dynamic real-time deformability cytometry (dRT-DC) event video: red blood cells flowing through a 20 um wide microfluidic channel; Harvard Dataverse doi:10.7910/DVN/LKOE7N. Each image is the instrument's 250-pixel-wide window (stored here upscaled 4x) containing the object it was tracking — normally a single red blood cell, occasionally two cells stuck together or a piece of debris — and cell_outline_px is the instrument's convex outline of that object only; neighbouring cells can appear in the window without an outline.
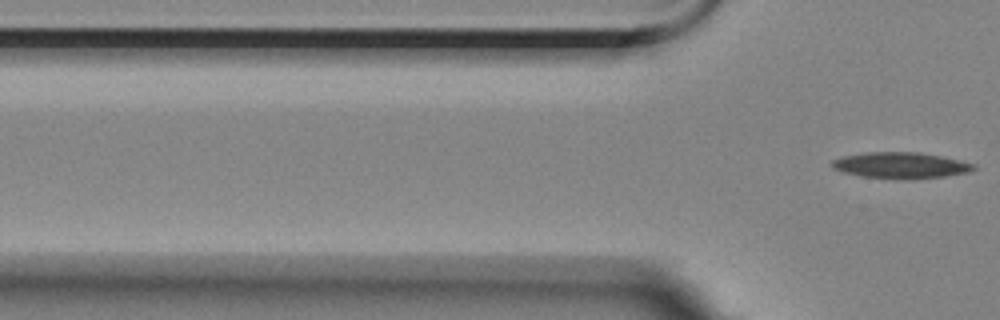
{"species": "Egyptian fruit bat (a non-hibernating species)", "species_latin": "Rousettus aegyptiacus", "temperature_condition": "room temperature", "stored_images_in_passage": 3, "camera_frame_rate_fps": 3000, "um_per_image_px": 0.085, "animal": {"sex": "female"}, "frame": {"image": 1, "passage_image": 3, "time_ms": 3.0, "image_size_px": [1000, 320], "cell_outline_px": [[976, 168], [968, 172], [948, 176], [912, 180], [896, 180], [864, 176], [844, 172], [832, 168], [832, 160], [840, 156], [864, 152], [920, 152], [960, 160], [976, 164]], "centroid_in_image_um": [76.57, 14.06], "position_along_channel_um": 49.2, "area_um2": 21.96}}